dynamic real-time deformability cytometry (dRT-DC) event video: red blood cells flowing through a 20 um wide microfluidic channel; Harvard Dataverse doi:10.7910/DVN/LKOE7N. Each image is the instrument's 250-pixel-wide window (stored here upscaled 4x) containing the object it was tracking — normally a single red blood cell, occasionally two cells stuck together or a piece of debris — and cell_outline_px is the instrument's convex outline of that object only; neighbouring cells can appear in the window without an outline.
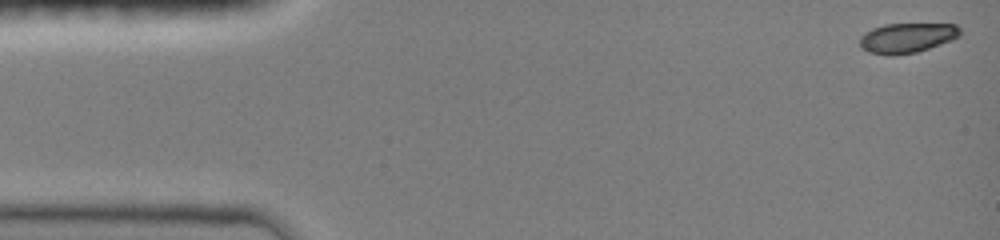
{"species": "common noctule bat (a hibernating species)", "species_latin": "Nyctalus noctula", "temperature_condition": "room temperature", "stored_images_in_passage": 46, "camera_frame_rate_fps": 3000, "um_per_image_px": 0.085, "animal": {"sex": "female", "body_mass_g": 19.0, "forearm_length_mm": 51.5}, "frame": {"image": 1, "passage_image": 1, "time_ms": 0.0, "image_size_px": [1000, 240], "cell_outline_px": [[960, 36], [952, 40], [916, 52], [888, 56], [868, 52], [860, 48], [860, 36], [872, 28], [884, 24], [956, 24], [960, 28]], "centroid_in_image_um": [77.07, 3.22], "position_along_channel_um": 7.9, "area_um2": 17.51}}
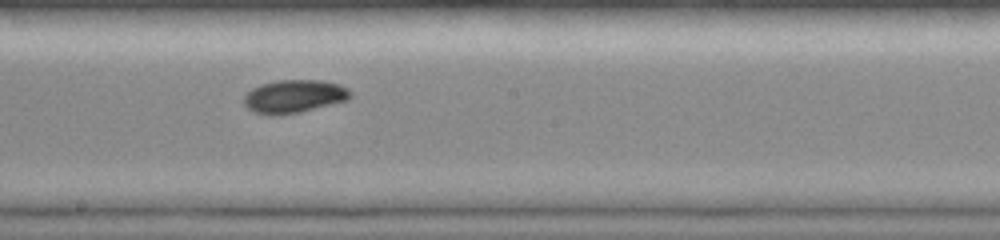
{"frame": {"image": 2, "passage_image": 26, "time_ms": 8.333, "image_size_px": [1000, 240], "cell_outline_px": [[352, 96], [348, 100], [300, 112], [276, 116], [272, 116], [256, 112], [248, 108], [244, 104], [244, 96], [252, 88], [260, 84], [276, 80], [320, 80], [340, 84], [348, 88], [352, 92]], "centroid_in_image_um": [25.02, 8.19], "position_along_channel_um": 223.2, "area_um2": 20.69}}
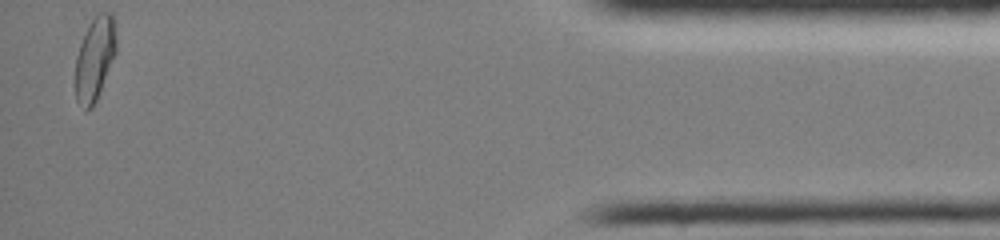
{"frame": {"image": 3, "passage_image": 46, "time_ms": 15.0, "image_size_px": [1000, 240], "cell_outline_px": [[116, 52], [96, 100], [92, 108], [84, 112], [76, 100], [76, 56], [80, 44], [88, 24], [100, 12], [108, 12], [112, 16], [116, 36]], "centroid_in_image_um": [8.04, 5.02], "position_along_channel_um": 427.2, "area_um2": 19.65}, "authors_computed_cell_mechanics": {"area_um2": 19.5653, "velocity_mm_per_s": 4.0242, "shape_relaxation_time_tau1_ms": 3.56, "shape_relaxation_time_tau2_ms": null, "deformation_change_tau1": 0.1135, "deformation_change_tau2": null}}